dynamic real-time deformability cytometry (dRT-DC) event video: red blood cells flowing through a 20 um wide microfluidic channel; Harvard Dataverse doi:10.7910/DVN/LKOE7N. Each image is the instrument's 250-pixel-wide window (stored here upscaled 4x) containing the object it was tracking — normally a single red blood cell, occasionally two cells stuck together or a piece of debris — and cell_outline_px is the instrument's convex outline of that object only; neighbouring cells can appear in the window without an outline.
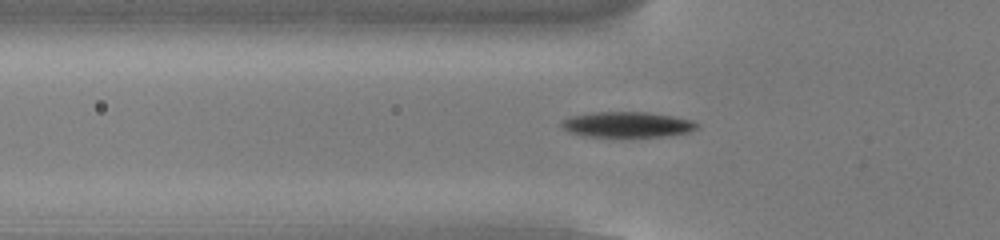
{"species": "common noctule bat (a hibernating species)", "species_latin": "Nyctalus noctula", "temperature_condition": "cold", "stored_images_in_passage": 49, "camera_frame_rate_fps": 3000, "um_per_image_px": 0.085, "animal": {"sex": "male", "body_mass_g": 13.0, "forearm_length_mm": 53.1}, "frame": {"image": 1, "passage_image": 13, "time_ms": 4.0, "image_size_px": [1000, 240], "cell_outline_px": [[700, 128], [688, 132], [668, 136], [584, 136], [568, 132], [560, 124], [564, 120], [572, 116], [592, 112], [648, 112], [672, 116], [692, 120], [700, 124]], "centroid_in_image_um": [53.36, 10.58], "position_along_channel_um": 72.4, "area_um2": 20.06}}
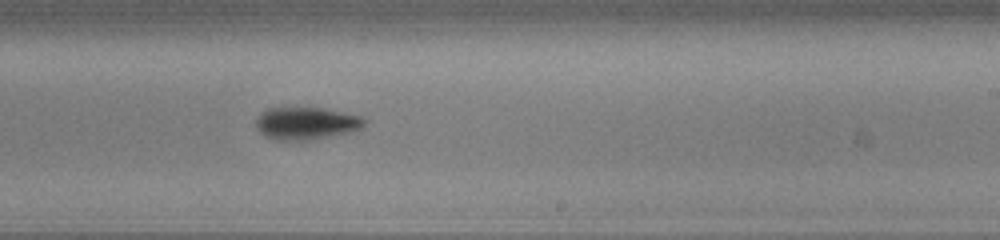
{"frame": {"image": 2, "passage_image": 28, "time_ms": 9.0, "image_size_px": [1000, 240], "cell_outline_px": [[368, 120], [364, 128], [348, 132], [308, 140], [276, 140], [264, 136], [256, 128], [256, 116], [264, 108], [324, 108], [360, 116]], "centroid_in_image_um": [26.0, 10.47], "position_along_channel_um": 263.0, "area_um2": 20.63}}
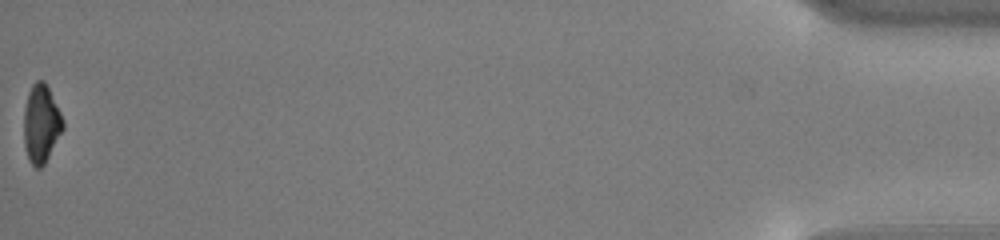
{"frame": {"image": 3, "passage_image": 49, "time_ms": 16.0, "image_size_px": [1000, 240], "cell_outline_px": [[64, 128], [44, 164], [40, 168], [36, 168], [28, 160], [24, 144], [24, 108], [28, 92], [32, 84], [36, 80], [44, 80], [64, 120]], "centroid_in_image_um": [3.49, 10.51], "position_along_channel_um": 431.7, "area_um2": 17.74}, "authors_computed_cell_mechanics": {"area_um2": 19.3052, "velocity_mm_per_s": 3.8112, "shape_relaxation_time_tau1_ms": 1.43, "shape_relaxation_time_tau2_ms": null, "deformation_change_tau1": 0.1118, "deformation_change_tau2": null}}